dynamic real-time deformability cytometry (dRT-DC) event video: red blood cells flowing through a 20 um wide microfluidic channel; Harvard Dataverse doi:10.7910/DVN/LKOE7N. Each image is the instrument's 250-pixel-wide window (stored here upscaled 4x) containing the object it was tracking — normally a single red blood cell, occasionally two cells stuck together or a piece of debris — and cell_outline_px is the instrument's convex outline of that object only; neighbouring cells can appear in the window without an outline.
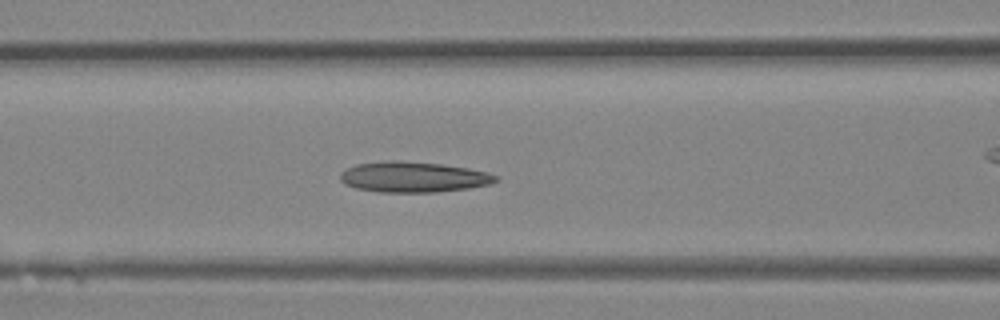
{"species": "Egyptian fruit bat (a non-hibernating species)", "species_latin": "Rousettus aegyptiacus", "temperature_condition": "room temperature", "stored_images_in_passage": 36, "camera_frame_rate_fps": 3000, "um_per_image_px": 0.085, "animal": {"sex": "female"}, "frame": {"image": 1, "passage_image": 12, "time_ms": 3.667, "image_size_px": [1000, 320], "cell_outline_px": [[500, 180], [492, 184], [468, 188], [436, 192], [380, 192], [356, 188], [344, 184], [340, 180], [340, 172], [356, 164], [388, 160], [396, 160], [440, 164], [468, 168], [488, 172], [500, 176]], "centroid_in_image_um": [35.16, 15.04], "position_along_channel_um": 131.4, "area_um2": 27.86}}
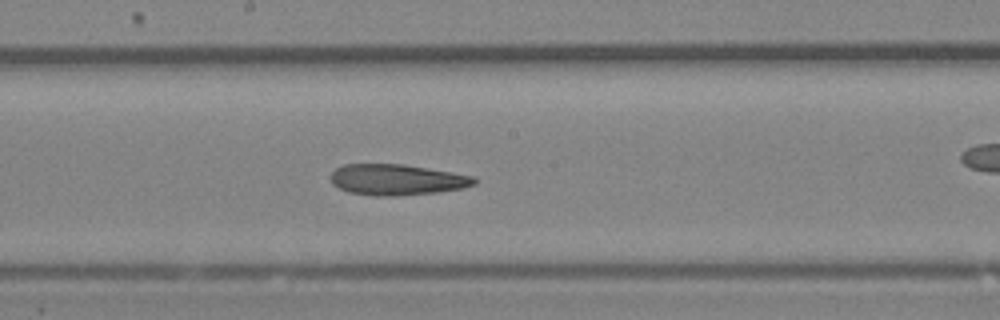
{"frame": {"image": 2, "passage_image": 17, "time_ms": 5.333, "image_size_px": [1000, 320], "cell_outline_px": [[476, 184], [464, 188], [436, 192], [396, 196], [376, 196], [348, 192], [332, 184], [332, 172], [336, 168], [344, 164], [404, 164], [476, 176]], "centroid_in_image_um": [33.76, 15.27], "position_along_channel_um": 214.4, "area_um2": 25.89}}
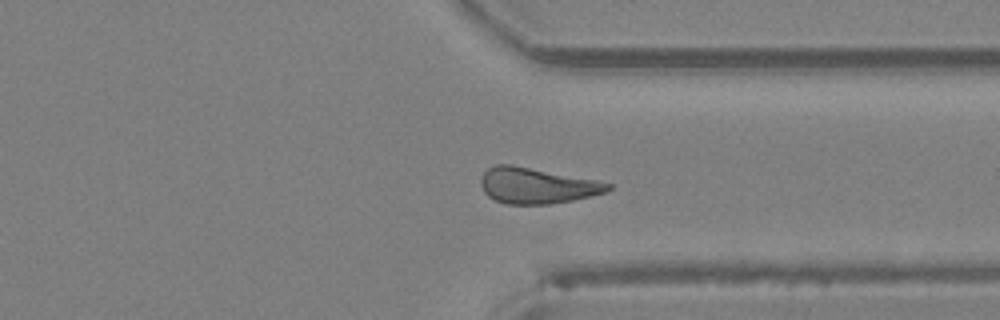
{"frame": {"image": 3, "passage_image": 26, "time_ms": 8.333, "image_size_px": [1000, 320], "cell_outline_px": [[612, 188], [604, 192], [572, 200], [548, 204], [508, 204], [496, 200], [488, 196], [484, 192], [480, 184], [480, 180], [484, 172], [488, 168], [496, 164], [512, 164], [600, 180], [612, 184]], "centroid_in_image_um": [45.62, 15.76], "position_along_channel_um": 365.8, "area_um2": 26.59}}